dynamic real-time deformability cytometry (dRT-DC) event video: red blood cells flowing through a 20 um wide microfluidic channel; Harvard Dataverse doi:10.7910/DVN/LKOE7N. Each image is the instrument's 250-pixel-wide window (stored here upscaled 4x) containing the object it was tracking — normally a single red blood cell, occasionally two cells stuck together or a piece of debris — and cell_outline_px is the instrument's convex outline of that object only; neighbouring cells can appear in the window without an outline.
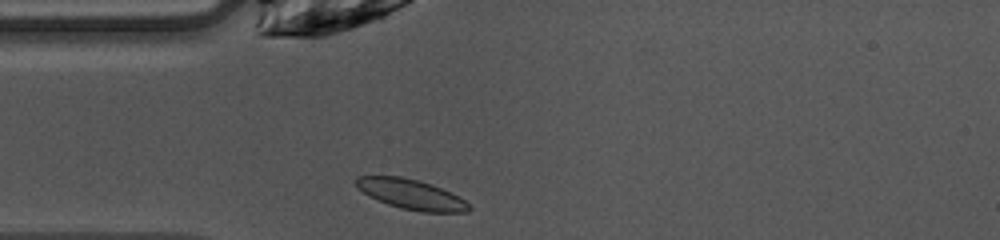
{"species": "common noctule bat (a hibernating species)", "species_latin": "Nyctalus noctula", "temperature_condition": "warm", "stored_images_in_passage": 37, "camera_frame_rate_fps": 3000, "um_per_image_px": 0.085, "animal": {"sex": "female", "body_mass_g": 10.0, "forearm_length_mm": 53.1}, "frame": {"image": 1, "passage_image": 1, "time_ms": 0.0, "image_size_px": [1000, 240], "cell_outline_px": [[472, 208], [468, 212], [420, 212], [400, 208], [388, 204], [368, 196], [356, 184], [356, 176], [400, 176], [432, 184], [464, 200]], "centroid_in_image_um": [34.95, 16.53], "position_along_channel_um": 50.1, "area_um2": 19.42}}
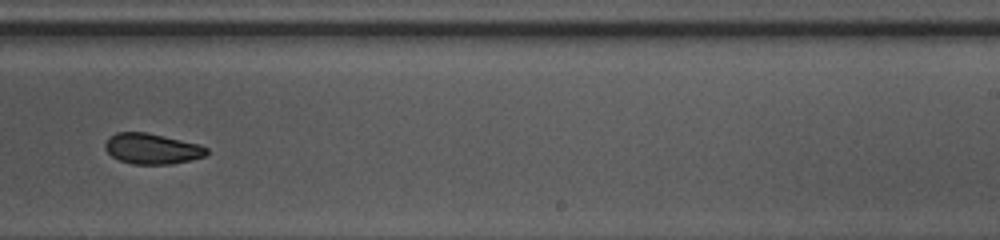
{"frame": {"image": 2, "passage_image": 18, "time_ms": 5.667, "image_size_px": [1000, 240], "cell_outline_px": [[208, 152], [204, 156], [192, 160], [172, 164], [132, 164], [120, 160], [112, 156], [104, 148], [104, 144], [108, 136], [116, 132], [148, 132], [200, 144], [208, 148]], "centroid_in_image_um": [12.92, 12.63], "position_along_channel_um": 276.1, "area_um2": 18.32}}
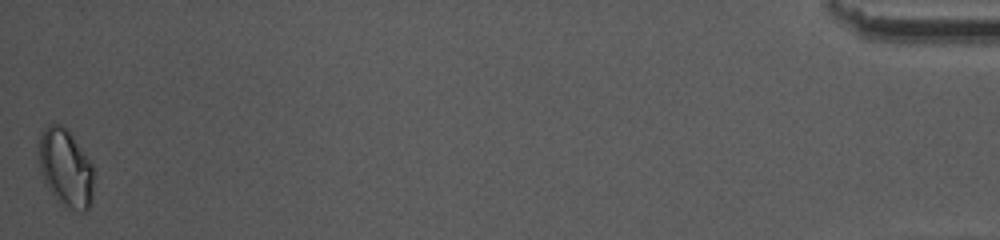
{"frame": {"image": 3, "passage_image": 37, "time_ms": 12.0, "image_size_px": [1000, 240], "cell_outline_px": [[92, 200], [88, 208], [84, 212], [80, 212], [64, 208], [48, 188], [44, 180], [40, 168], [40, 136], [44, 128], [48, 124], [64, 124], [68, 128], [92, 164]], "centroid_in_image_um": [5.59, 14.28], "position_along_channel_um": 429.6, "area_um2": 24.85}, "authors_computed_cell_mechanics": {"area_um2": 19.1896, "velocity_mm_per_s": 4.0557, "shape_relaxation_time_tau1_ms": 2.8956, "shape_relaxation_time_tau2_ms": 3.0659, "deformation_change_tau1": 0.0889, "deformation_change_tau2": 0.0732}}